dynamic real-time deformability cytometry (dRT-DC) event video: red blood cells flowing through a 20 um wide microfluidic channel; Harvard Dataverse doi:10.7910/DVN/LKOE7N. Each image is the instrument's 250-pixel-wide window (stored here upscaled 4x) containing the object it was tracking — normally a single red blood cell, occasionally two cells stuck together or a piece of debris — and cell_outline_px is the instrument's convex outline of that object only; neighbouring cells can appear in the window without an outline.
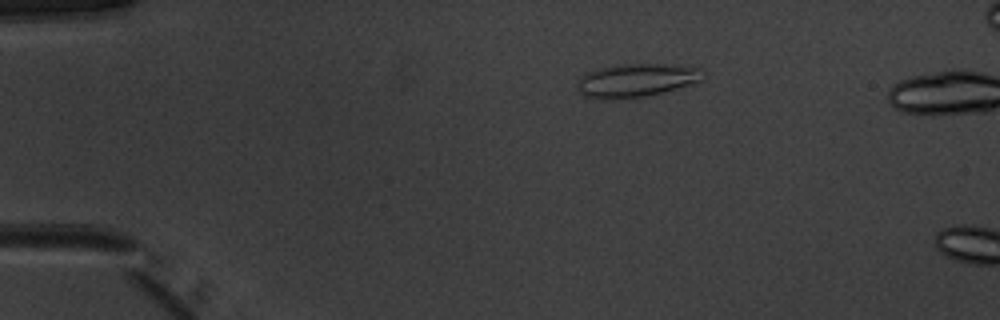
{"species": "common noctule bat (a hibernating species)", "species_latin": "Nyctalus noctula", "temperature_condition": "warm", "stored_images_in_passage": 11, "camera_frame_rate_fps": 3000, "um_per_image_px": 0.085, "animal": {"sex": "male", "body_mass_g": 20.1, "forearm_length_mm": 53.5}, "frame": {"image": 1, "passage_image": 7, "time_ms": 2.0, "image_size_px": [1000, 320], "cell_outline_px": [[700, 80], [664, 92], [644, 96], [584, 96], [580, 92], [576, 84], [576, 80], [584, 72], [616, 64], [664, 64], [700, 68]], "centroid_in_image_um": [54.02, 6.77], "position_along_channel_um": 31.0, "area_um2": 23.35}}